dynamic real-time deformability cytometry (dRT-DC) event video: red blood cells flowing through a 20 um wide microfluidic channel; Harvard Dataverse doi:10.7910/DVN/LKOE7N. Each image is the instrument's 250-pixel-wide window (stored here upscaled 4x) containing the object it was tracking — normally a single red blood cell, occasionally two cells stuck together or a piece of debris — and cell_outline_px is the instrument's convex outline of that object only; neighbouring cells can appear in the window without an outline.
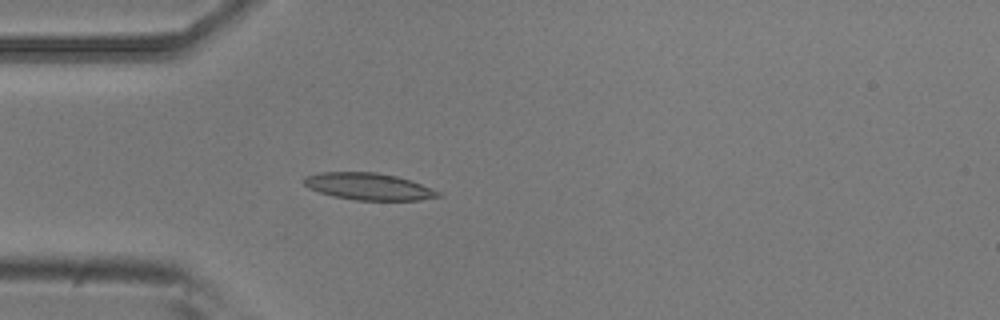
{"species": "common noctule bat (a hibernating species)", "species_latin": "Nyctalus noctula", "temperature_condition": "room temperature", "stored_images_in_passage": 3, "camera_frame_rate_fps": 3000, "um_per_image_px": 0.085, "animal": {"sex": "male", "body_mass_g": 20.5, "forearm_length_mm": 52.5}, "frame": {"image": 1, "passage_image": 3, "time_ms": 0.667, "image_size_px": [1000, 320], "cell_outline_px": [[444, 196], [420, 200], [356, 200], [332, 196], [308, 188], [300, 180], [304, 176], [320, 172], [376, 172], [396, 176], [412, 180], [440, 192]], "centroid_in_image_um": [31.31, 15.85], "position_along_channel_um": 53.7, "area_um2": 21.27}}